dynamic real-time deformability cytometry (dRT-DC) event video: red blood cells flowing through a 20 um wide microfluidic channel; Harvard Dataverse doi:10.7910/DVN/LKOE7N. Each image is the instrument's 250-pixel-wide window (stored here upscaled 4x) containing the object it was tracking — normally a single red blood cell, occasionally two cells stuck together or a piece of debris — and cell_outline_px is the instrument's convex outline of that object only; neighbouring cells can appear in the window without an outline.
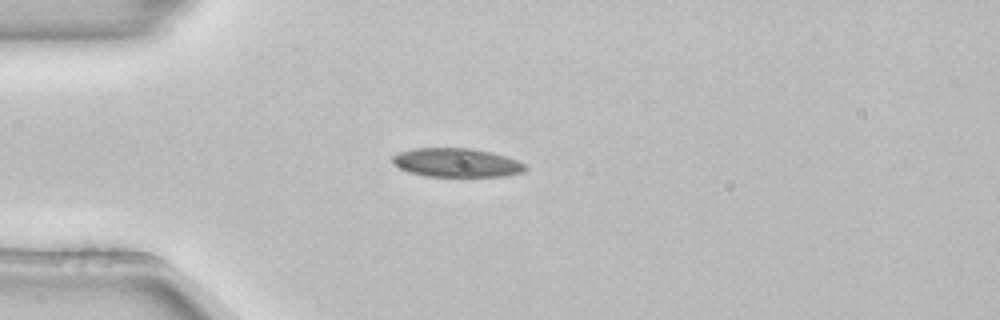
{"species": "common noctule bat (a hibernating species)", "species_latin": "Nyctalus noctula", "temperature_condition": "room temperature", "stored_images_in_passage": 3, "camera_frame_rate_fps": 3000, "um_per_image_px": 0.085, "animal": {"sex": "female", "body_mass_g": 22.7, "forearm_length_mm": 54.2}, "frame": {"image": 1, "passage_image": 3, "time_ms": 0.667, "image_size_px": [1000, 320], "cell_outline_px": [[528, 168], [524, 172], [504, 176], [424, 176], [408, 172], [400, 168], [392, 160], [392, 156], [400, 152], [412, 148], [472, 148], [492, 152], [516, 160], [524, 164]], "centroid_in_image_um": [38.81, 13.82], "position_along_channel_um": 46.2, "area_um2": 22.25}}